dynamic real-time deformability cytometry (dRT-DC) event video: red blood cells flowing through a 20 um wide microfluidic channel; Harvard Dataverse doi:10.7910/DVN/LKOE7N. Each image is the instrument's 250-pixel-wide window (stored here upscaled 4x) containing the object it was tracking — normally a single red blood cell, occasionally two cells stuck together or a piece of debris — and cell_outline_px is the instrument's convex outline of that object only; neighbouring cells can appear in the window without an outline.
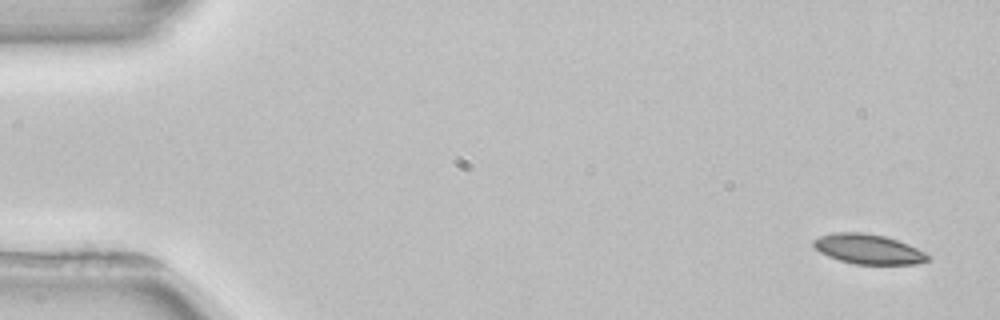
{"species": "common noctule bat (a hibernating species)", "species_latin": "Nyctalus noctula", "temperature_condition": "room temperature", "stored_images_in_passage": 3, "camera_frame_rate_fps": 3000, "um_per_image_px": 0.085, "animal": {"sex": "female", "body_mass_g": 22.7, "forearm_length_mm": 54.2}, "frame": {"image": 1, "passage_image": 1, "time_ms": 0.0, "image_size_px": [1000, 320], "cell_outline_px": [[932, 256], [928, 260], [916, 264], [856, 264], [840, 260], [828, 256], [820, 252], [812, 244], [812, 240], [820, 236], [832, 232], [864, 232], [884, 236], [908, 244]], "centroid_in_image_um": [73.79, 21.16], "position_along_channel_um": 11.2, "area_um2": 19.83}}
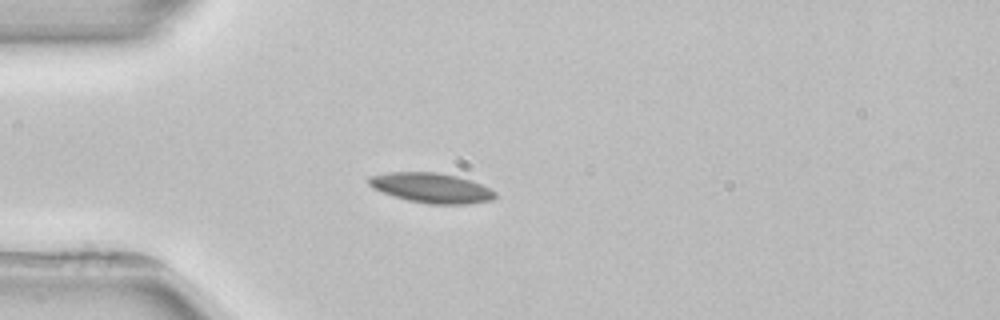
{"frame": {"image": 2, "passage_image": 3, "time_ms": 4.0, "image_size_px": [1000, 320], "cell_outline_px": [[496, 196], [492, 200], [468, 204], [428, 204], [408, 200], [372, 188], [368, 184], [368, 176], [388, 172], [436, 172], [456, 176], [480, 184], [496, 192]], "centroid_in_image_um": [36.65, 15.97], "position_along_channel_um": 48.4, "area_um2": 21.85}}